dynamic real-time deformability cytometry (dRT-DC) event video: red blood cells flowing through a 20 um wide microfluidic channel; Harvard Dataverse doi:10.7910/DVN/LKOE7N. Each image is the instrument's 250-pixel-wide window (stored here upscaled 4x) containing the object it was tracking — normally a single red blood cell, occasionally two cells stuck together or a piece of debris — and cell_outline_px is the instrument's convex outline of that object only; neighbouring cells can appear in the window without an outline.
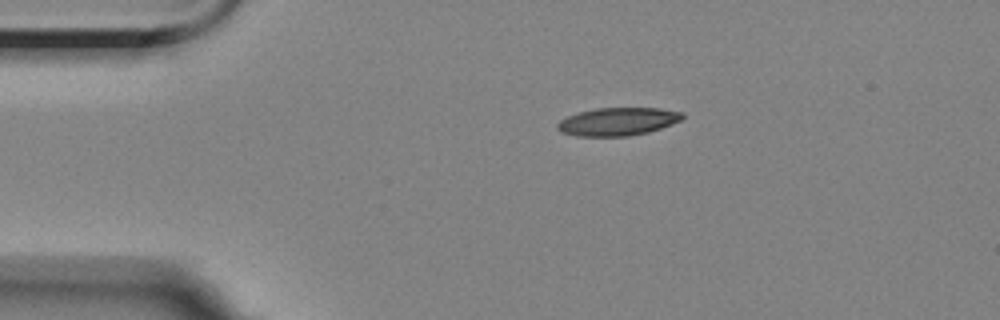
{"species": "Egyptian fruit bat (a non-hibernating species)", "species_latin": "Rousettus aegyptiacus", "temperature_condition": "room temperature", "stored_images_in_passage": 7, "camera_frame_rate_fps": 3000, "um_per_image_px": 0.085, "animal": {"sex": "female"}, "frame": {"image": 1, "passage_image": 1, "time_ms": 0.0, "image_size_px": [1000, 320], "cell_outline_px": [[684, 116], [680, 120], [672, 124], [648, 132], [628, 136], [576, 136], [560, 132], [556, 128], [556, 124], [560, 120], [568, 116], [580, 112], [596, 108], [660, 108], [684, 112]], "centroid_in_image_um": [52.5, 10.33], "position_along_channel_um": 32.5, "area_um2": 20.4}}
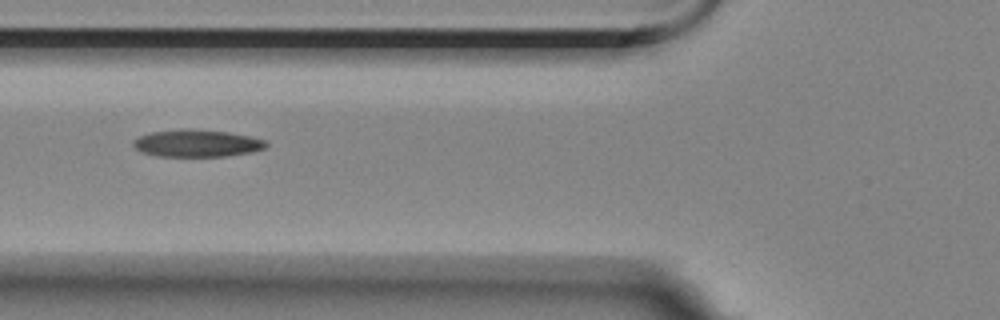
{"frame": {"image": 2, "passage_image": 4, "time_ms": 3.333, "image_size_px": [1000, 320], "cell_outline_px": [[268, 144], [264, 148], [252, 152], [224, 156], [156, 156], [140, 152], [132, 144], [132, 140], [140, 136], [152, 132], [180, 128], [188, 128], [228, 132], [252, 136], [264, 140]], "centroid_in_image_um": [16.71, 12.17], "position_along_channel_um": 109.1, "area_um2": 21.21}}
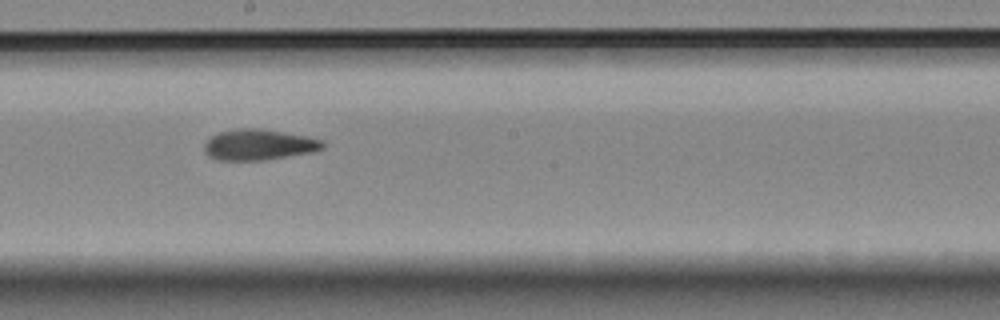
{"frame": {"image": 3, "passage_image": 7, "time_ms": 6.667, "image_size_px": [1000, 320], "cell_outline_px": [[324, 148], [312, 152], [264, 160], [216, 160], [208, 156], [204, 152], [204, 144], [212, 136], [220, 132], [236, 128], [256, 128], [304, 136], [324, 140]], "centroid_in_image_um": [21.97, 12.31], "position_along_channel_um": 226.2, "area_um2": 21.1}}